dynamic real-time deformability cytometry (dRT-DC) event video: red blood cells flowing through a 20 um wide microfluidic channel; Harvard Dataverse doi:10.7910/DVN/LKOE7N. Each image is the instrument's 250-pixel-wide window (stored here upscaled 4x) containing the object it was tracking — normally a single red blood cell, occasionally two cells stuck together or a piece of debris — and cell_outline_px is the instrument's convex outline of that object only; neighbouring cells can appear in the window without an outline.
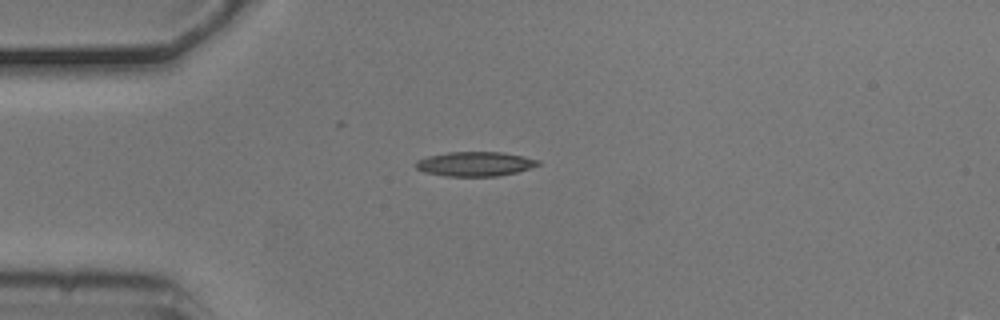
{"species": "common noctule bat (a hibernating species)", "species_latin": "Nyctalus noctula", "temperature_condition": "cold", "stored_images_in_passage": 9, "camera_frame_rate_fps": 3000, "um_per_image_px": 0.085, "animal": {"sex": "male", "body_mass_g": 20.5, "forearm_length_mm": 52.5}, "frame": {"image": 1, "passage_image": 3, "time_ms": 0.667, "image_size_px": [1000, 320], "cell_outline_px": [[540, 164], [516, 172], [500, 176], [444, 176], [424, 172], [416, 168], [416, 160], [428, 156], [448, 152], [504, 152], [524, 156], [540, 160]], "centroid_in_image_um": [40.37, 13.93], "position_along_channel_um": 44.6, "area_um2": 17.46}}
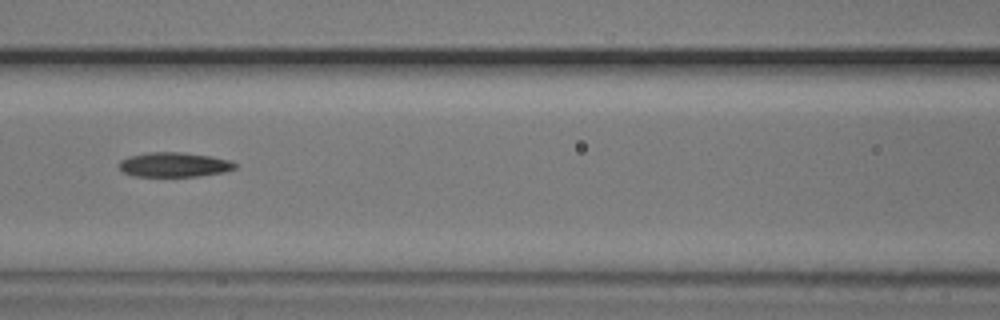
{"frame": {"image": 2, "passage_image": 6, "time_ms": 1.667, "image_size_px": [1000, 320], "cell_outline_px": [[236, 168], [224, 172], [196, 176], [136, 176], [124, 172], [116, 164], [120, 160], [128, 156], [148, 152], [184, 152], [212, 156], [232, 160], [236, 164]], "centroid_in_image_um": [14.8, 13.98], "position_along_channel_um": 151.8, "area_um2": 16.76}}